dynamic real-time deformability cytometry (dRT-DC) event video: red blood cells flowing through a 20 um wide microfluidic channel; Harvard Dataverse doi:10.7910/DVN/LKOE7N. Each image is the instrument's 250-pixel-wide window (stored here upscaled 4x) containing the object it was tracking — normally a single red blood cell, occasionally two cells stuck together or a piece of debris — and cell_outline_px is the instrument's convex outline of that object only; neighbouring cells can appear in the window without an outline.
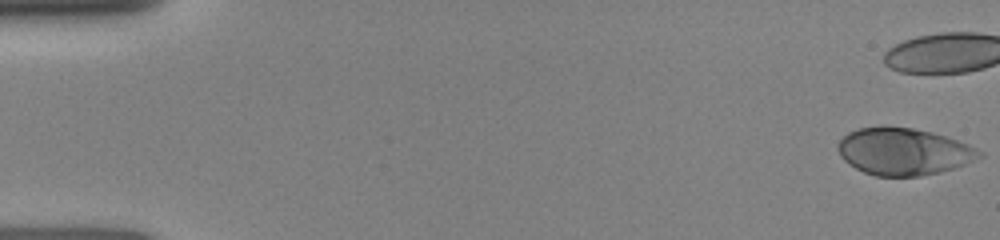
{"species": "human", "species_latin": "Homo sapiens", "temperature_condition": "room temperature", "stored_images_in_passage": 29, "camera_frame_rate_fps": 3000, "um_per_image_px": 0.085, "donor": {"sex": "female"}, "frame": {"image": 1, "passage_image": 1, "time_ms": 0.0, "image_size_px": [1000, 240], "cell_outline_px": [[984, 156], [956, 168], [940, 172], [920, 176], [876, 176], [864, 172], [848, 164], [840, 156], [836, 148], [836, 144], [848, 132], [860, 128], [912, 128], [932, 132], [968, 144], [984, 152]], "centroid_in_image_um": [76.82, 12.91], "position_along_channel_um": 8.2, "area_um2": 38.55}}